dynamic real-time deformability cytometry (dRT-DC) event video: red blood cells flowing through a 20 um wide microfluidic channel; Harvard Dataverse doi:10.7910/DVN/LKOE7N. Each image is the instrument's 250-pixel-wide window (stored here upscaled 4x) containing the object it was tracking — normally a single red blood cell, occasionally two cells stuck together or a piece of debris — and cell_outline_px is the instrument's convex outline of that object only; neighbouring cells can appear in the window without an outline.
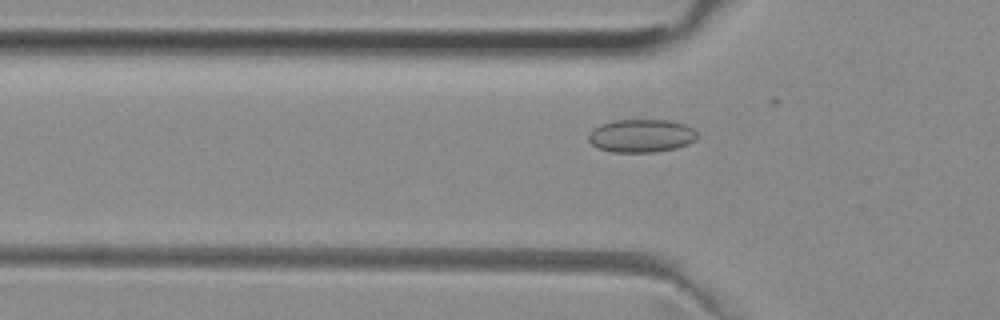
{"species": "common noctule bat (a hibernating species)", "species_latin": "Nyctalus noctula", "temperature_condition": "room temperature", "stored_images_in_passage": 28, "camera_frame_rate_fps": 3000, "um_per_image_px": 0.085, "animal": {"sex": "female", "body_mass_g": 29.2, "forearm_length_mm": 56.3}, "frame": {"image": 1, "passage_image": 2, "time_ms": 0.333, "image_size_px": [1000, 320], "cell_outline_px": [[696, 140], [688, 144], [676, 148], [656, 152], [612, 152], [600, 148], [592, 144], [588, 140], [588, 132], [592, 128], [600, 124], [612, 120], [668, 120], [684, 124], [692, 128], [696, 132]], "centroid_in_image_um": [54.48, 11.53], "position_along_channel_um": 71.3, "area_um2": 21.1}}
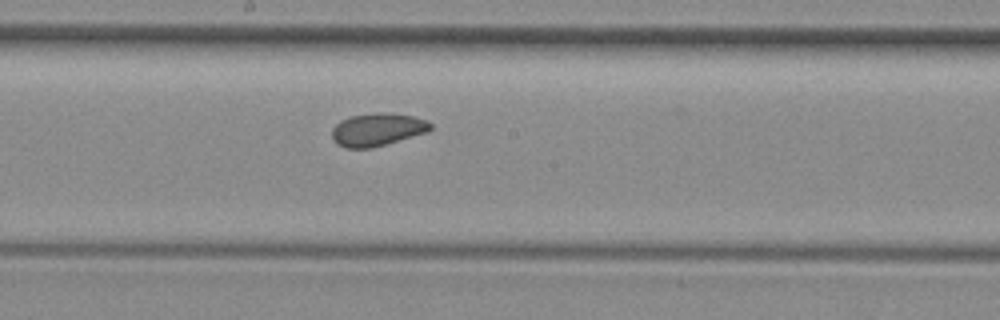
{"frame": {"image": 2, "passage_image": 13, "time_ms": 4.0, "image_size_px": [1000, 320], "cell_outline_px": [[432, 128], [428, 132], [372, 148], [344, 148], [336, 144], [332, 140], [332, 128], [340, 120], [352, 116], [376, 112], [384, 112], [412, 116], [428, 120], [432, 124]], "centroid_in_image_um": [32.07, 11.02], "position_along_channel_um": 216.1, "area_um2": 19.02}}
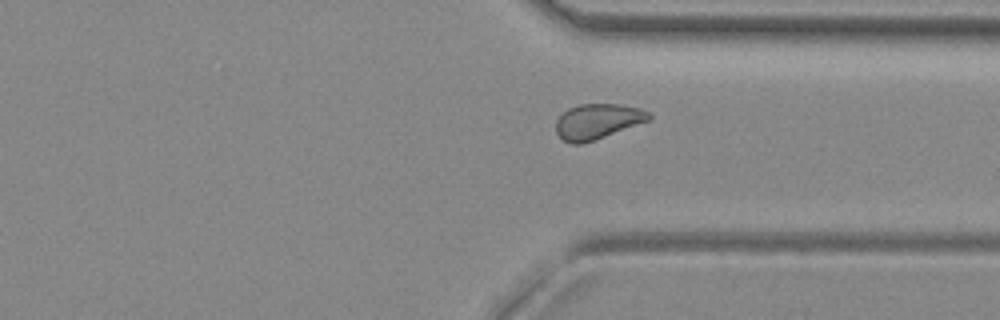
{"frame": {"image": 3, "passage_image": 24, "time_ms": 7.667, "image_size_px": [1000, 320], "cell_outline_px": [[652, 116], [648, 120], [584, 144], [572, 144], [564, 140], [556, 132], [556, 120], [568, 108], [580, 104], [620, 104], [640, 108], [648, 112]], "centroid_in_image_um": [50.76, 10.32], "position_along_channel_um": 360.6, "area_um2": 18.9}, "authors_computed_cell_mechanics": {"area_um2": 18.9006, "velocity_mm_per_s": 3.9377, "shape_relaxation_time_tau1_ms": null, "shape_relaxation_time_tau2_ms": 2.4643, "deformation_change_tau1": null, "deformation_change_tau2": 0.0693}}